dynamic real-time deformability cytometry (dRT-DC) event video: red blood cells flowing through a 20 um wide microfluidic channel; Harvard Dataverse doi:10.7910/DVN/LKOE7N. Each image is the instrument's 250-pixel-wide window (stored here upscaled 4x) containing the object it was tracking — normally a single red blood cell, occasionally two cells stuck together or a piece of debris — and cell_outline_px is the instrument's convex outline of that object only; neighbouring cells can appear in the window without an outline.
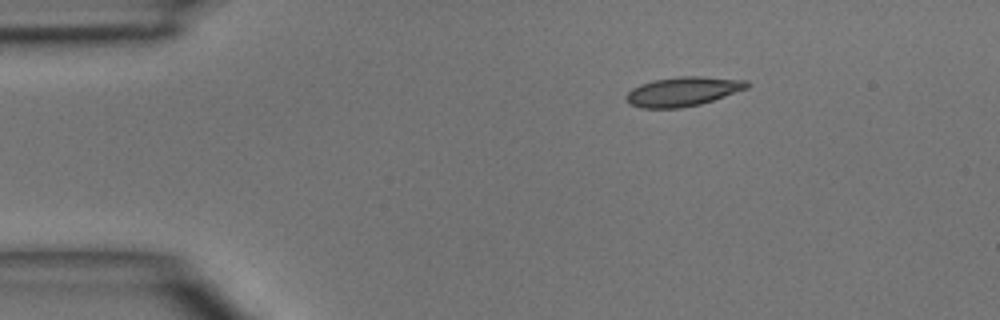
{"species": "common noctule bat (a hibernating species)", "species_latin": "Nyctalus noctula", "temperature_condition": "room temperature", "stored_images_in_passage": 4, "camera_frame_rate_fps": 3000, "um_per_image_px": 0.085, "animal": {"sex": "male", "body_mass_g": 15.6}, "frame": {"image": 1, "passage_image": 1, "time_ms": 0.0, "image_size_px": [1000, 320], "cell_outline_px": [[752, 84], [748, 88], [700, 104], [680, 108], [640, 108], [628, 104], [624, 100], [624, 96], [632, 88], [640, 84], [656, 80], [680, 76], [700, 76], [748, 80]], "centroid_in_image_um": [58.02, 7.78], "position_along_channel_um": 27.0, "area_um2": 20.75}}
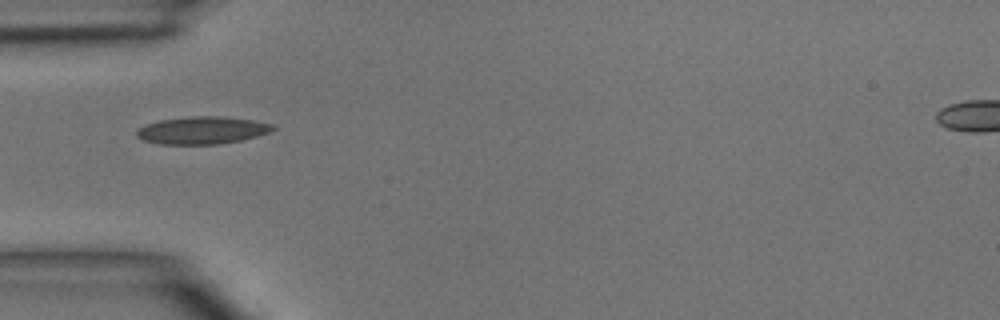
{"frame": {"image": 2, "passage_image": 3, "time_ms": 2.333, "image_size_px": [1000, 320], "cell_outline_px": [[276, 128], [268, 132], [256, 136], [240, 140], [220, 144], [156, 144], [144, 140], [136, 136], [136, 132], [144, 124], [160, 120], [192, 116], [224, 116], [252, 120], [272, 124]], "centroid_in_image_um": [17.16, 11.07], "position_along_channel_um": 67.8, "area_um2": 21.73}}
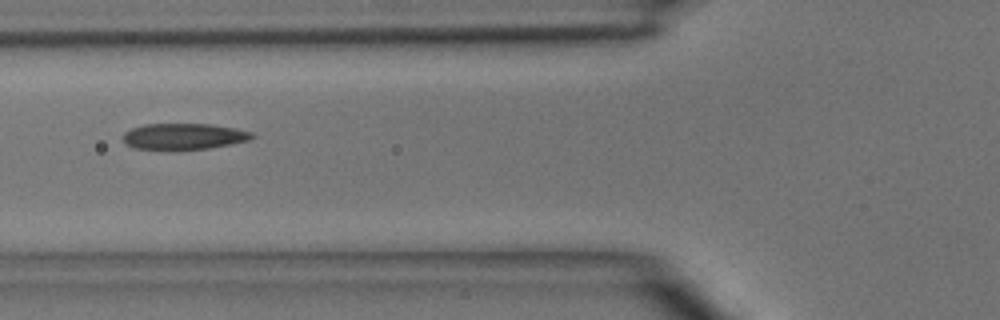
{"frame": {"image": 3, "passage_image": 4, "time_ms": 3.333, "image_size_px": [1000, 320], "cell_outline_px": [[256, 136], [248, 140], [208, 148], [132, 148], [124, 144], [124, 132], [132, 128], [144, 124], [212, 124], [236, 128], [252, 132]], "centroid_in_image_um": [15.62, 11.56], "position_along_channel_um": 110.2, "area_um2": 19.19}}